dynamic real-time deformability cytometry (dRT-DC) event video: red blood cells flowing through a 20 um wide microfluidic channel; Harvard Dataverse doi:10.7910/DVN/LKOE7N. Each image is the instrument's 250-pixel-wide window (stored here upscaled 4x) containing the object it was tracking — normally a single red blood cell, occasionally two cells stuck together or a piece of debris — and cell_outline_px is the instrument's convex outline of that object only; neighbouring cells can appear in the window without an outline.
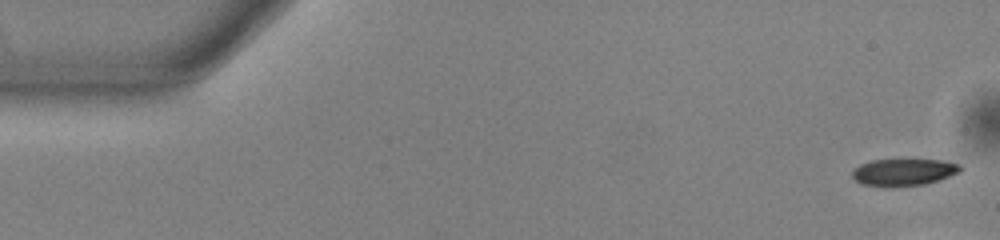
{"species": "common noctule bat (a hibernating species)", "species_latin": "Nyctalus noctula", "temperature_condition": "warm", "stored_images_in_passage": 18, "camera_frame_rate_fps": 3000, "um_per_image_px": 0.085, "animal": {"sex": "male", "body_mass_g": 13.0, "forearm_length_mm": 53.1}, "frame": {"image": 1, "passage_image": 1, "time_ms": 0.0, "image_size_px": [1000, 240], "cell_outline_px": [[964, 168], [960, 172], [924, 184], [884, 188], [860, 184], [852, 176], [852, 168], [860, 164], [872, 160], [944, 160], [960, 164]], "centroid_in_image_um": [76.77, 14.64], "position_along_channel_um": 8.2, "area_um2": 17.22}}
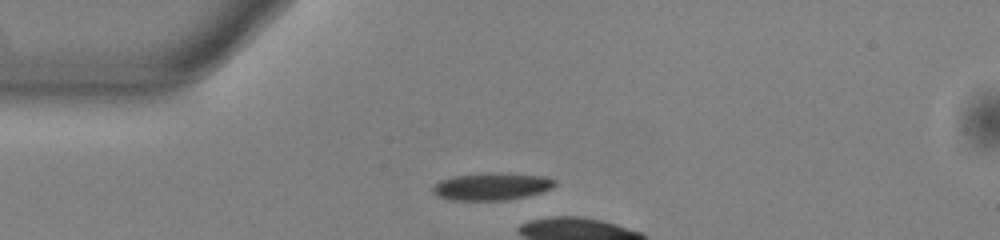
{"frame": {"image": 2, "passage_image": 13, "time_ms": 4.0, "image_size_px": [1000, 240], "cell_outline_px": [[556, 184], [552, 188], [540, 192], [508, 200], [448, 200], [436, 196], [432, 192], [432, 188], [440, 180], [452, 176], [484, 172], [500, 172], [544, 176], [556, 180]], "centroid_in_image_um": [41.76, 15.83], "position_along_channel_um": 43.2, "area_um2": 19.71}}